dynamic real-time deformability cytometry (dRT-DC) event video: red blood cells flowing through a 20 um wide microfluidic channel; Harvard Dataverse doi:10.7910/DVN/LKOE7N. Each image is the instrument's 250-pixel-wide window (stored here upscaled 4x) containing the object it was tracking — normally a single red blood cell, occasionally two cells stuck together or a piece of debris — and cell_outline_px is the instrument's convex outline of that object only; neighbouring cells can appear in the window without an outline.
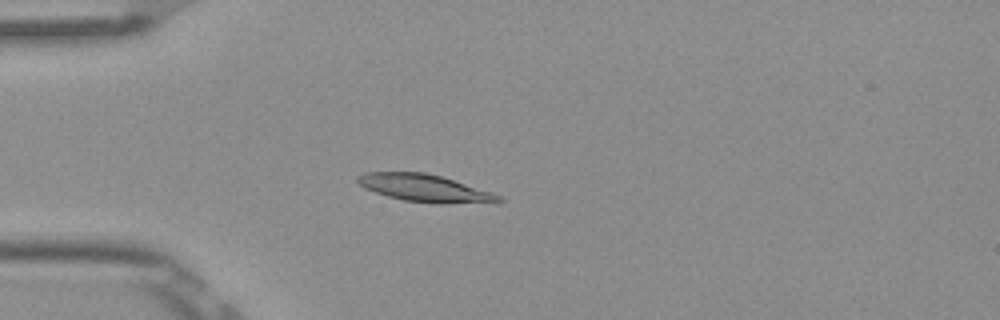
{"species": "Egyptian fruit bat (a non-hibernating species)", "species_latin": "Rousettus aegyptiacus", "temperature_condition": "room temperature", "stored_images_in_passage": 3, "camera_frame_rate_fps": 3000, "um_per_image_px": 0.085, "frame": {"image": 1, "passage_image": 3, "time_ms": 0.667, "image_size_px": [1000, 320], "cell_outline_px": [[504, 200], [500, 204], [436, 204], [404, 200], [388, 196], [364, 188], [356, 180], [356, 176], [364, 172], [424, 172], [440, 176], [492, 192], [500, 196]], "centroid_in_image_um": [36.19, 16.02], "position_along_channel_um": 48.8, "area_um2": 22.89}}